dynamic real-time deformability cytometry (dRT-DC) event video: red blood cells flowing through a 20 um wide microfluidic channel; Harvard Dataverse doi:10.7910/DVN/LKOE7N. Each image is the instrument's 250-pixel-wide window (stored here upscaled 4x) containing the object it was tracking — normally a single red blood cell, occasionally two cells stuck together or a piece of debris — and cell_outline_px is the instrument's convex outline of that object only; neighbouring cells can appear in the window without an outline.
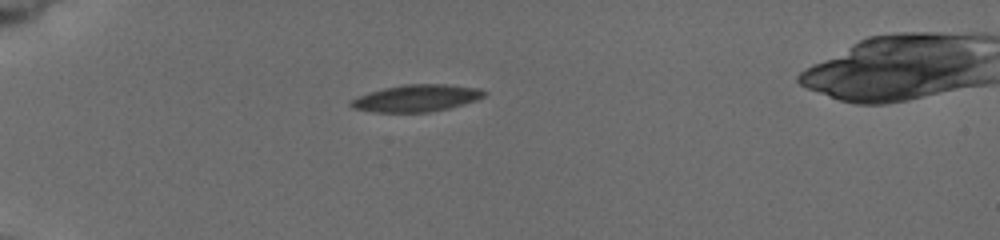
{"species": "common noctule bat (a hibernating species)", "species_latin": "Nyctalus noctula", "temperature_condition": "cold", "stored_images_in_passage": 2, "camera_frame_rate_fps": 3000, "um_per_image_px": 0.085, "animal": {"sex": "female", "body_mass_g": 19.5, "forearm_length_mm": 54.1}, "frame": {"image": 1, "passage_image": 1, "time_ms": 0.0, "image_size_px": [1000, 240], "cell_outline_px": [[484, 96], [476, 100], [448, 108], [428, 112], [376, 112], [352, 108], [348, 104], [352, 100], [360, 96], [384, 88], [404, 84], [448, 84], [480, 88], [484, 92]], "centroid_in_image_um": [35.41, 8.34], "position_along_channel_um": 49.6, "area_um2": 20.63}}